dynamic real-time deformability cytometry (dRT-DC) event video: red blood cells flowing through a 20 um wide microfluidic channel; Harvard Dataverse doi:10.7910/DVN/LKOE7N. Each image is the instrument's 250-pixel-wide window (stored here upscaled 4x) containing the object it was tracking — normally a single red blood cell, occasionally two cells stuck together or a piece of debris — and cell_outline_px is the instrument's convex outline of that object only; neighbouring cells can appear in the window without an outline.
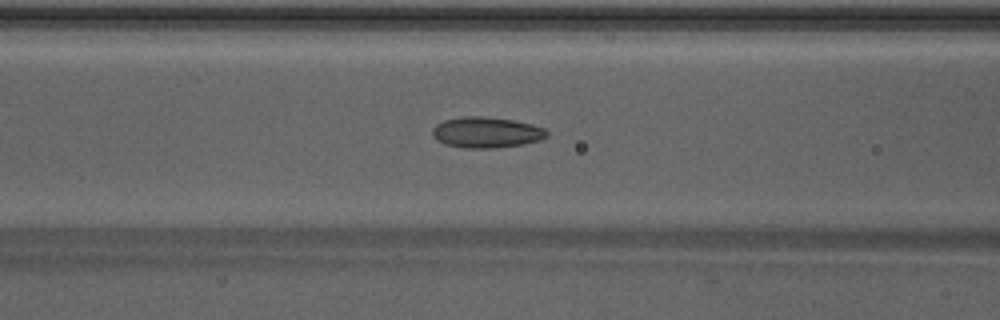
{"species": "Egyptian fruit bat (a non-hibernating species)", "species_latin": "Rousettus aegyptiacus", "temperature_condition": "warm", "stored_images_in_passage": 41, "camera_frame_rate_fps": 3000, "um_per_image_px": 0.085, "animal": {"sex": "male"}, "frame": {"image": 1, "passage_image": 12, "time_ms": 3.667, "image_size_px": [1000, 320], "cell_outline_px": [[548, 136], [540, 140], [524, 144], [496, 148], [460, 148], [444, 144], [436, 140], [432, 136], [432, 128], [436, 124], [444, 120], [464, 116], [484, 116], [512, 120], [532, 124], [544, 128], [548, 132]], "centroid_in_image_um": [41.32, 11.26], "position_along_channel_um": 125.3, "area_um2": 20.81}}
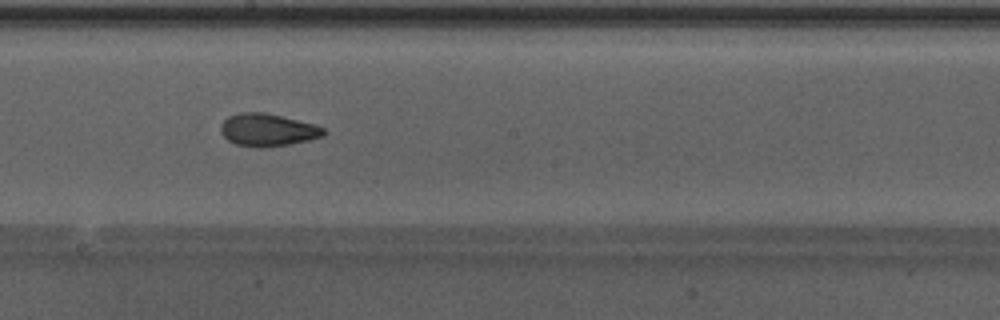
{"frame": {"image": 2, "passage_image": 19, "time_ms": 6.0, "image_size_px": [1000, 320], "cell_outline_px": [[324, 136], [308, 140], [288, 144], [260, 148], [256, 148], [236, 144], [228, 140], [220, 132], [220, 124], [228, 116], [240, 112], [264, 112], [316, 124], [324, 128]], "centroid_in_image_um": [22.72, 11.04], "position_along_channel_um": 225.5, "area_um2": 19.59}}
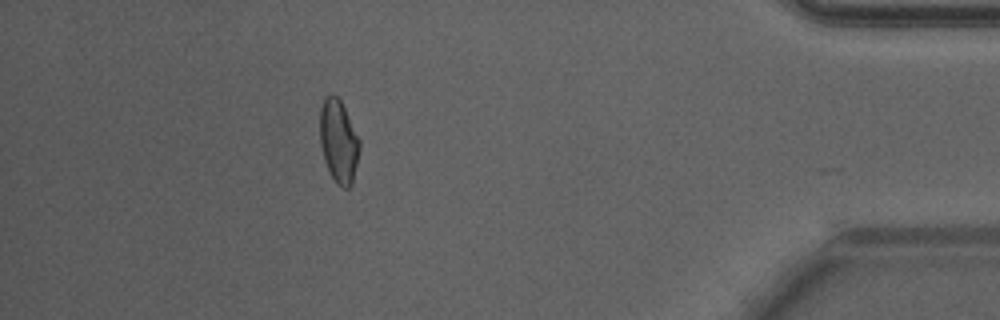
{"frame": {"image": 3, "passage_image": 35, "time_ms": 11.333, "image_size_px": [1000, 320], "cell_outline_px": [[360, 148], [352, 184], [348, 188], [344, 188], [336, 184], [328, 172], [324, 160], [320, 144], [320, 108], [324, 96], [332, 92], [340, 100], [360, 140]], "centroid_in_image_um": [28.76, 12.01], "position_along_channel_um": 406.4, "area_um2": 19.36}, "authors_computed_cell_mechanics": {"area_um2": 19.363, "velocity_mm_per_s": 4.2988, "shape_relaxation_time_tau1_ms": 6.1253, "shape_relaxation_time_tau2_ms": 2.0639, "deformation_change_tau1": 0.169, "deformation_change_tau2": 0.0799}}